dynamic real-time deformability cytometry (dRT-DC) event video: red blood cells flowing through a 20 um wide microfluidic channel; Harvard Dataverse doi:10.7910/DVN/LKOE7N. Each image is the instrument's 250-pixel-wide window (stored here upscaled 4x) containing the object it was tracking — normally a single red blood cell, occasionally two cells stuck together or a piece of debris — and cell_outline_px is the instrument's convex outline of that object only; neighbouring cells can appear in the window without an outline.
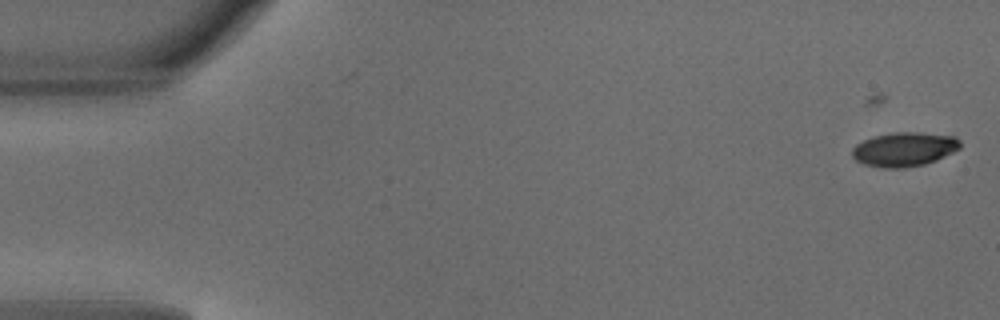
{"species": "common noctule bat (a hibernating species)", "species_latin": "Nyctalus noctula", "temperature_condition": "warm", "stored_images_in_passage": 4, "camera_frame_rate_fps": 3000, "um_per_image_px": 0.085, "animal": {"sex": "male", "body_mass_g": 18.8}, "frame": {"image": 1, "passage_image": 4, "time_ms": 1.0, "image_size_px": [1000, 320], "cell_outline_px": [[960, 148], [936, 160], [924, 164], [904, 168], [884, 168], [864, 164], [856, 160], [852, 156], [852, 148], [856, 144], [864, 140], [876, 136], [896, 132], [916, 132], [956, 136], [960, 140]], "centroid_in_image_um": [76.86, 12.69], "position_along_channel_um": 8.1, "area_um2": 21.39}}